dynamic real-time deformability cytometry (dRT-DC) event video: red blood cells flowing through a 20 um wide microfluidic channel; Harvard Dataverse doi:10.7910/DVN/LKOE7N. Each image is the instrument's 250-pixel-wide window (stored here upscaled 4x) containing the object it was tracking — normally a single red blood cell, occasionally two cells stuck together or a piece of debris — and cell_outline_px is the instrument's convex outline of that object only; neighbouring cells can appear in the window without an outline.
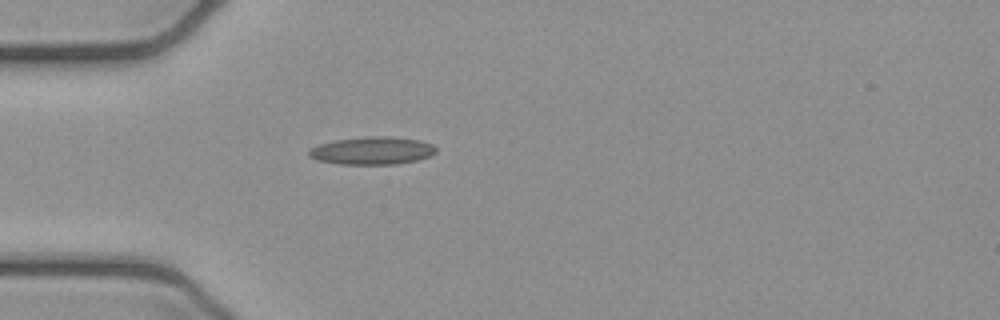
{"species": "common noctule bat (a hibernating species)", "species_latin": "Nyctalus noctula", "temperature_condition": "cold", "stored_images_in_passage": 2, "camera_frame_rate_fps": 3000, "um_per_image_px": 0.085, "animal": {"sex": "female", "body_mass_g": 21.9}, "frame": {"image": 1, "passage_image": 2, "time_ms": 0.333, "image_size_px": [1000, 320], "cell_outline_px": [[436, 152], [428, 156], [416, 160], [396, 164], [340, 164], [316, 160], [308, 156], [308, 152], [312, 148], [320, 144], [336, 140], [364, 136], [388, 136], [420, 140], [432, 144], [436, 148]], "centroid_in_image_um": [31.63, 12.8], "position_along_channel_um": 53.4, "area_um2": 20.46}}